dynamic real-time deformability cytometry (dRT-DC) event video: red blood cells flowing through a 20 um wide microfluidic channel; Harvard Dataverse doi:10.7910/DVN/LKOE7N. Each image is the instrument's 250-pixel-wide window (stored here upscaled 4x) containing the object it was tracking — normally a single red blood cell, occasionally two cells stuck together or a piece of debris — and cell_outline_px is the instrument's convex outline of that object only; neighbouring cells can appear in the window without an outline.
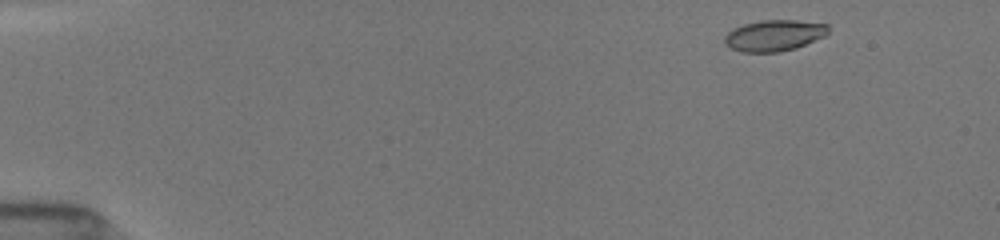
{"species": "common noctule bat (a hibernating species)", "species_latin": "Nyctalus noctula", "temperature_condition": "room temperature", "stored_images_in_passage": 40, "camera_frame_rate_fps": 3000, "um_per_image_px": 0.085, "animal": {"sex": "female", "body_mass_g": 19.5, "forearm_length_mm": 54.1}, "frame": {"image": 1, "passage_image": 1, "time_ms": 0.0, "image_size_px": [1000, 240], "cell_outline_px": [[828, 32], [824, 36], [796, 48], [780, 52], [740, 52], [724, 44], [724, 36], [732, 28], [744, 24], [760, 20], [796, 20], [828, 24]], "centroid_in_image_um": [65.77, 3.01], "position_along_channel_um": 19.2, "area_um2": 18.9}}
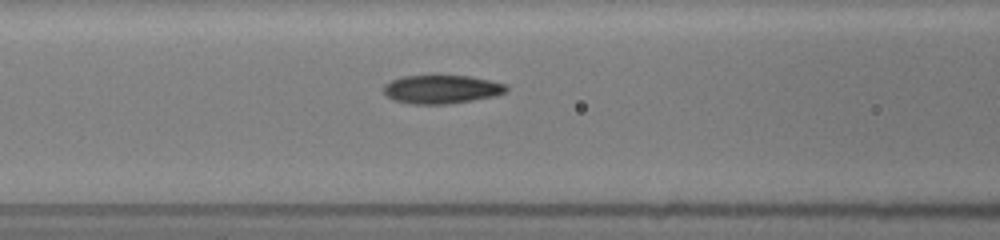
{"frame": {"image": 2, "passage_image": 14, "time_ms": 5.667, "image_size_px": [1000, 240], "cell_outline_px": [[508, 92], [492, 96], [472, 100], [448, 104], [412, 104], [396, 100], [388, 96], [384, 92], [384, 84], [392, 80], [404, 76], [468, 76], [488, 80], [504, 84], [508, 88]], "centroid_in_image_um": [37.53, 7.59], "position_along_channel_um": 129.1, "area_um2": 20.06}}
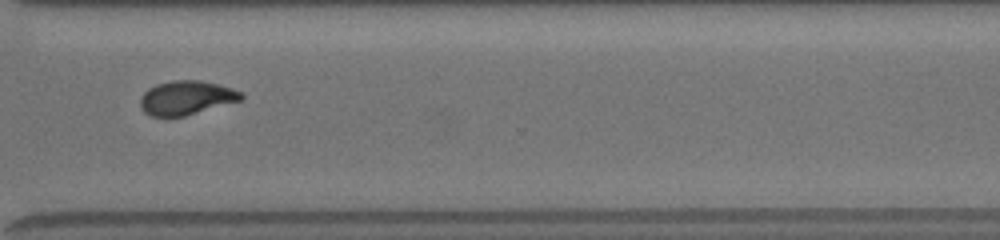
{"frame": {"image": 3, "passage_image": 39, "time_ms": 11.333, "image_size_px": [1000, 240], "cell_outline_px": [[244, 96], [240, 100], [184, 116], [152, 116], [144, 112], [140, 108], [140, 100], [144, 92], [148, 88], [156, 84], [172, 80], [200, 80], [232, 88], [244, 92]], "centroid_in_image_um": [15.82, 8.3], "position_along_channel_um": 354.8, "area_um2": 19.88}}